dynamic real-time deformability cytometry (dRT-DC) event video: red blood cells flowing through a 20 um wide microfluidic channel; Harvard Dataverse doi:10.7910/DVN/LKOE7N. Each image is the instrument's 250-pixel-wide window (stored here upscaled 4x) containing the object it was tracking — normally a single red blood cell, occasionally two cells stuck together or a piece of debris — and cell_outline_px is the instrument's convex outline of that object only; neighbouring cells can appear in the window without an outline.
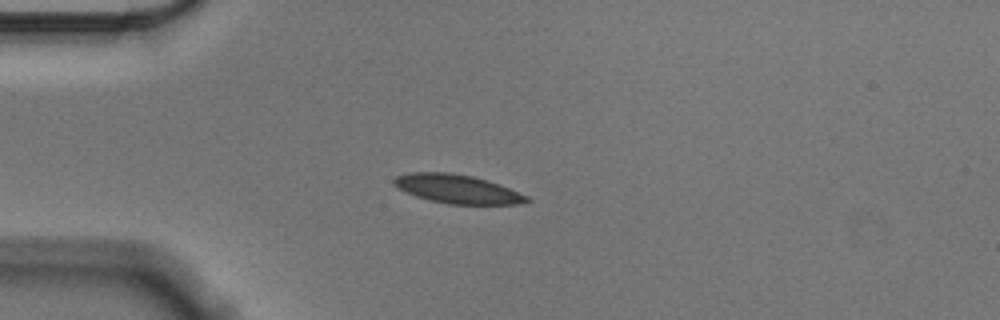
{"species": "Egyptian fruit bat (a non-hibernating species)", "species_latin": "Rousettus aegyptiacus", "temperature_condition": "cold", "stored_images_in_passage": 43, "camera_frame_rate_fps": 3000, "um_per_image_px": 0.085, "animal": {"sex": "male"}, "frame": {"image": 1, "passage_image": 1, "time_ms": 0.0, "image_size_px": [1000, 320], "cell_outline_px": [[532, 200], [516, 204], [448, 204], [416, 196], [392, 184], [392, 180], [396, 176], [408, 172], [448, 172], [472, 176], [488, 180], [528, 196]], "centroid_in_image_um": [38.85, 16.05], "position_along_channel_um": 46.1, "area_um2": 22.02}}
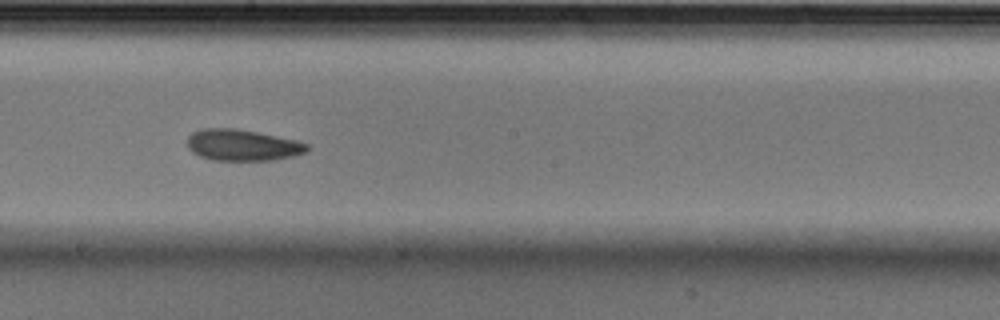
{"frame": {"image": 2, "passage_image": 18, "time_ms": 5.667, "image_size_px": [1000, 320], "cell_outline_px": [[308, 148], [304, 152], [296, 156], [272, 160], [212, 160], [200, 156], [192, 152], [188, 148], [188, 136], [192, 132], [204, 128], [232, 128], [256, 132], [296, 140], [308, 144]], "centroid_in_image_um": [20.59, 12.34], "position_along_channel_um": 227.6, "area_um2": 21.73}}
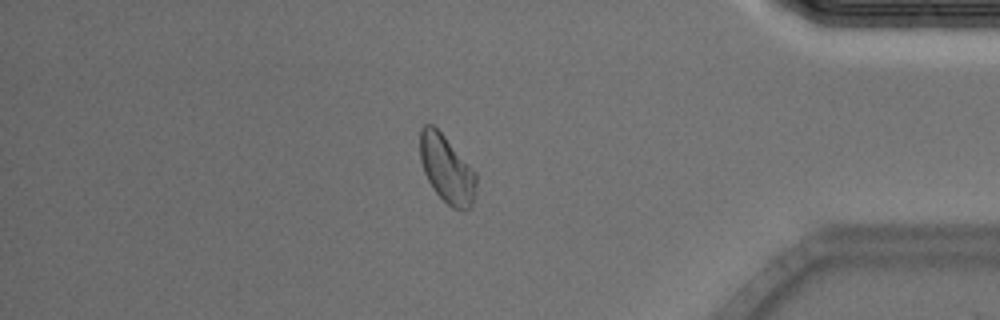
{"frame": {"image": 3, "passage_image": 35, "time_ms": 11.333, "image_size_px": [1000, 320], "cell_outline_px": [[476, 188], [472, 208], [464, 212], [452, 208], [436, 192], [428, 180], [424, 172], [420, 160], [420, 128], [424, 124], [432, 124], [444, 136], [476, 172]], "centroid_in_image_um": [37.99, 14.41], "position_along_channel_um": 397.2, "area_um2": 22.14}, "authors_computed_cell_mechanics": {"area_um2": 22.1952, "velocity_mm_per_s": 3.5191, "shape_relaxation_time_tau1_ms": 4.3283, "shape_relaxation_time_tau2_ms": 6.422, "deformation_change_tau1": 0.0907, "deformation_change_tau2": 0.1187}}